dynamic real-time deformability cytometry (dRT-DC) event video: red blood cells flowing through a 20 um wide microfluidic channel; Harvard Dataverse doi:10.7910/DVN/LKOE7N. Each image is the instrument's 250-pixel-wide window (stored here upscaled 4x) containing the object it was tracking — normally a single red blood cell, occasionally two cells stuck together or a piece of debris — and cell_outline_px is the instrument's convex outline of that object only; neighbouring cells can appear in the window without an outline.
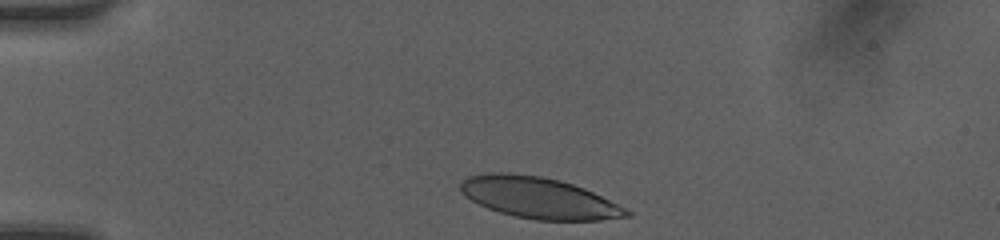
{"species": "human", "species_latin": "Homo sapiens", "temperature_condition": "room temperature", "stored_images_in_passage": 32, "camera_frame_rate_fps": 3000, "um_per_image_px": 0.085, "donor": {"sex": "female"}, "frame": {"image": 1, "passage_image": 1, "time_ms": 0.0, "image_size_px": [1000, 240], "cell_outline_px": [[632, 216], [600, 220], [536, 220], [516, 216], [500, 212], [488, 208], [464, 196], [460, 192], [460, 180], [468, 176], [492, 172], [508, 172], [540, 176], [560, 180], [584, 188], [632, 212]], "centroid_in_image_um": [45.75, 16.8], "position_along_channel_um": 39.2, "area_um2": 39.65}}
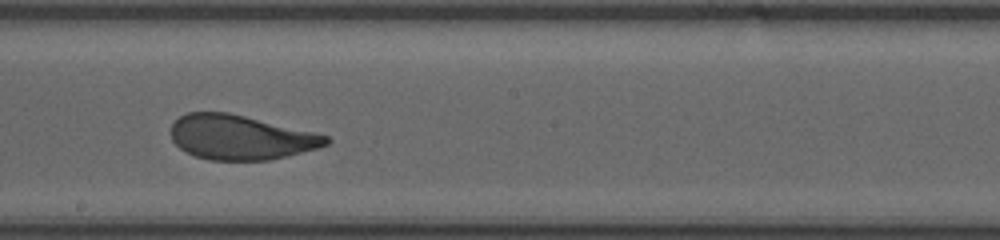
{"frame": {"image": 2, "passage_image": 18, "time_ms": 5.667, "image_size_px": [1000, 240], "cell_outline_px": [[332, 140], [328, 144], [316, 148], [268, 160], [208, 160], [196, 156], [180, 148], [172, 140], [172, 124], [180, 116], [188, 112], [228, 112], [316, 132], [328, 136]], "centroid_in_image_um": [20.45, 11.66], "position_along_channel_um": 227.7, "area_um2": 40.06}}
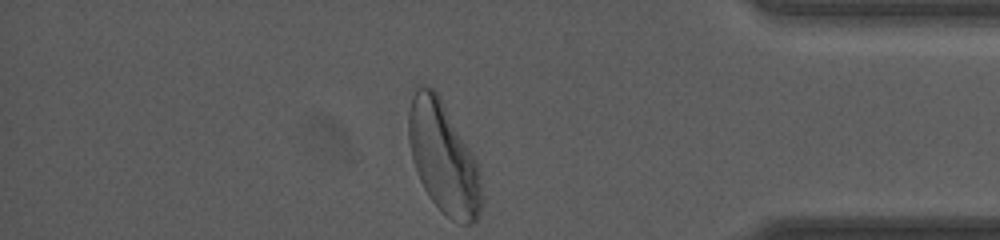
{"frame": {"image": 3, "passage_image": 32, "time_ms": 10.333, "image_size_px": [1000, 240], "cell_outline_px": [[484, 200], [480, 216], [472, 224], [460, 224], [452, 220], [428, 196], [420, 180], [412, 160], [408, 140], [408, 112], [412, 96], [416, 84], [424, 84], [432, 88], [436, 92], [472, 152], [476, 160], [480, 172]], "centroid_in_image_um": [37.7, 13.44], "position_along_channel_um": 397.5, "area_um2": 47.63}, "authors_computed_cell_mechanics": {"area_um2": 41.4137, "velocity_mm_per_s": 4.1637, "shape_relaxation_time_tau1_ms": 3.2421, "shape_relaxation_time_tau2_ms": null, "deformation_change_tau1": 0.1486, "deformation_change_tau2": null}}